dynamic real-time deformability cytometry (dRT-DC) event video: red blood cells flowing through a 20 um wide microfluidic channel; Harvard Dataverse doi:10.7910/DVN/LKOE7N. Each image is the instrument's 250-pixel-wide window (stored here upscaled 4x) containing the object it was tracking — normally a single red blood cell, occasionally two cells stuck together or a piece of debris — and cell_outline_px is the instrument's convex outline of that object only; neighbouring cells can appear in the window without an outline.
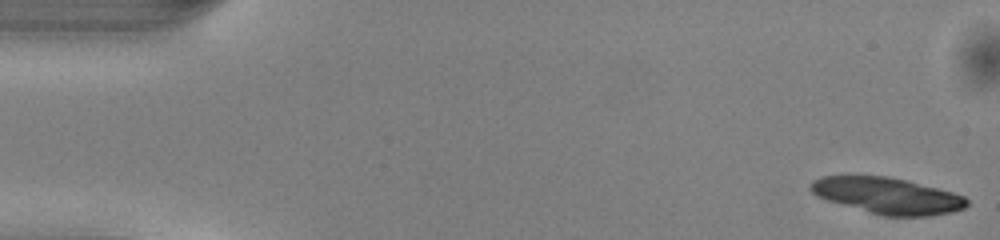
{"species": "common noctule bat (a hibernating species)", "species_latin": "Nyctalus noctula", "temperature_condition": "warm", "stored_images_in_passage": 50, "camera_frame_rate_fps": 3000, "um_per_image_px": 0.085, "animal": {"sex": "male", "body_mass_g": 13.0, "forearm_length_mm": 53.1}, "frame": {"image": 1, "passage_image": 1, "time_ms": 0.0, "image_size_px": [1000, 240], "cell_outline_px": [[968, 204], [964, 208], [952, 212], [928, 216], [884, 216], [828, 200], [816, 196], [808, 188], [812, 180], [820, 176], [888, 176], [908, 180], [952, 192], [964, 196], [968, 200]], "centroid_in_image_um": [75.43, 16.62], "position_along_channel_um": 9.6, "area_um2": 32.89}}
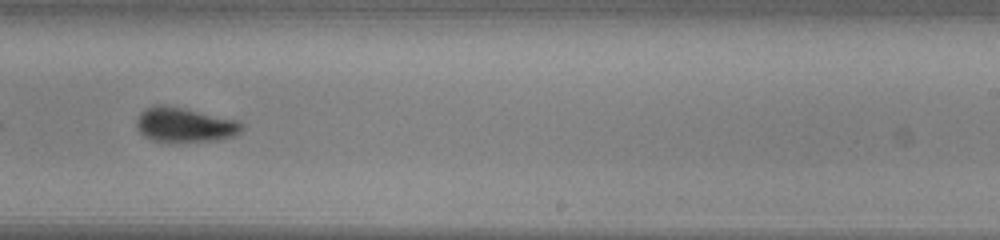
{"frame": {"image": 2, "passage_image": 31, "time_ms": 10.0, "image_size_px": [1000, 240], "cell_outline_px": [[244, 128], [236, 136], [216, 140], [152, 140], [144, 136], [140, 132], [136, 124], [136, 116], [144, 108], [152, 104], [164, 104], [184, 108], [240, 120], [244, 124]], "centroid_in_image_um": [15.71, 10.56], "position_along_channel_um": 273.3, "area_um2": 21.27}}
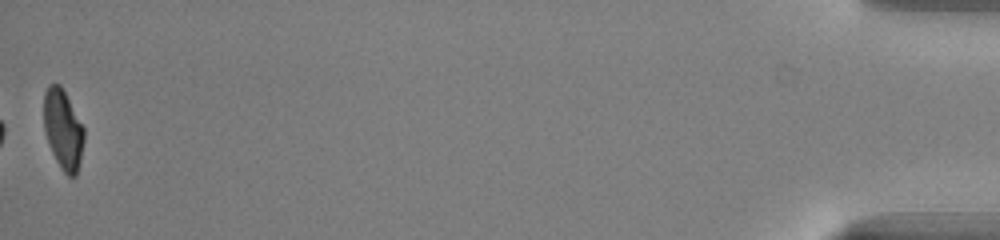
{"frame": {"image": 3, "passage_image": 50, "time_ms": 16.333, "image_size_px": [1000, 240], "cell_outline_px": [[84, 140], [80, 160], [76, 176], [68, 176], [60, 168], [52, 152], [44, 132], [44, 92], [48, 84], [60, 84], [84, 128]], "centroid_in_image_um": [5.35, 11.01], "position_along_channel_um": 429.9, "area_um2": 18.55}, "authors_computed_cell_mechanics": {"area_um2": 22.1374, "velocity_mm_per_s": 4.0843, "shape_relaxation_time_tau1_ms": 2.5521, "shape_relaxation_time_tau2_ms": 2.2616, "deformation_change_tau1": 0.121, "deformation_change_tau2": 0.0723}}